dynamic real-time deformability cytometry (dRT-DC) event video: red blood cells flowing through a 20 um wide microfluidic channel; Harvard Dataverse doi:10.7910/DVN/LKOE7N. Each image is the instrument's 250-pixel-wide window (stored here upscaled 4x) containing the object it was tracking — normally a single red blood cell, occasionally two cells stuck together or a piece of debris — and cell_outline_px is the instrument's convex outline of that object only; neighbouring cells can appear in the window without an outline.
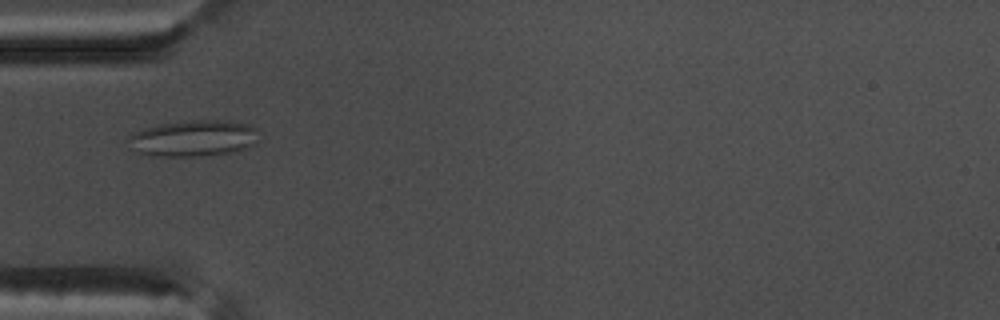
{"species": "common noctule bat (a hibernating species)", "species_latin": "Nyctalus noctula", "temperature_condition": "warm", "stored_images_in_passage": 39, "camera_frame_rate_fps": 3000, "um_per_image_px": 0.085, "animal": {"sex": "male", "body_mass_g": 17.5, "forearm_length_mm": 52.3}, "frame": {"image": 1, "passage_image": 2, "time_ms": 0.333, "image_size_px": [1000, 320], "cell_outline_px": [[256, 140], [248, 148], [228, 152], [204, 156], [148, 156], [140, 152], [132, 136], [132, 132], [160, 124], [200, 120], [228, 120], [252, 124], [256, 128]], "centroid_in_image_um": [16.57, 11.74], "position_along_channel_um": 68.4, "area_um2": 26.82}}
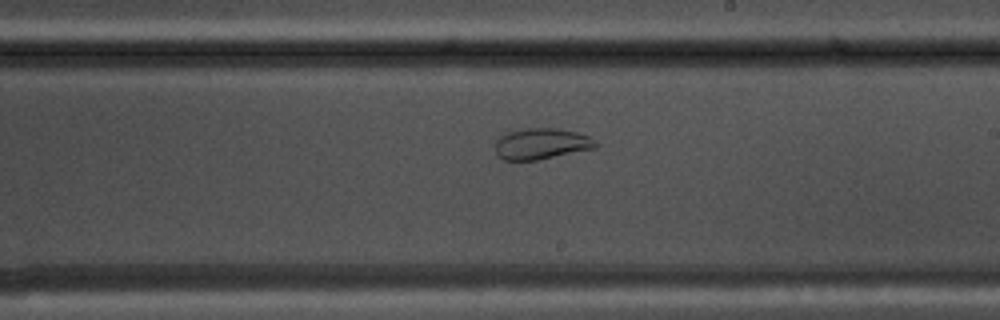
{"frame": {"image": 2, "passage_image": 16, "time_ms": 5.0, "image_size_px": [1000, 320], "cell_outline_px": [[600, 144], [596, 148], [540, 160], [504, 160], [496, 156], [496, 140], [500, 136], [508, 132], [524, 128], [560, 128], [576, 132], [588, 136], [596, 140]], "centroid_in_image_um": [46.04, 12.22], "position_along_channel_um": 243.0, "area_um2": 18.5}}
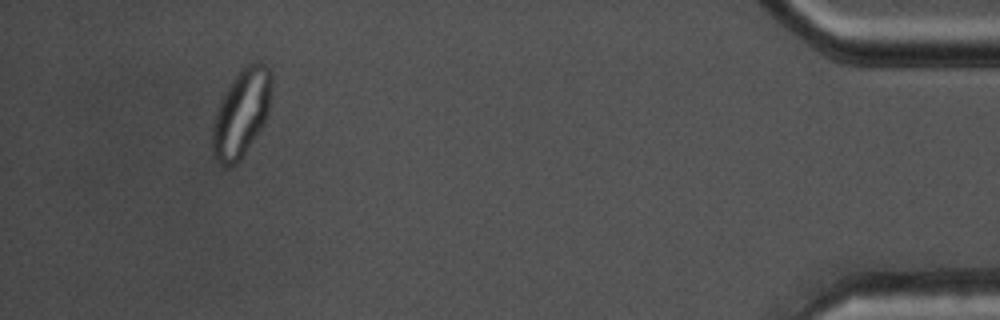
{"frame": {"image": 3, "passage_image": 35, "time_ms": 11.333, "image_size_px": [1000, 320], "cell_outline_px": [[272, 88], [268, 112], [264, 124], [240, 160], [236, 164], [228, 168], [220, 164], [216, 160], [212, 152], [212, 124], [220, 100], [232, 80], [252, 60], [260, 60], [272, 72]], "centroid_in_image_um": [20.53, 9.62], "position_along_channel_um": 414.7, "area_um2": 30.4}}